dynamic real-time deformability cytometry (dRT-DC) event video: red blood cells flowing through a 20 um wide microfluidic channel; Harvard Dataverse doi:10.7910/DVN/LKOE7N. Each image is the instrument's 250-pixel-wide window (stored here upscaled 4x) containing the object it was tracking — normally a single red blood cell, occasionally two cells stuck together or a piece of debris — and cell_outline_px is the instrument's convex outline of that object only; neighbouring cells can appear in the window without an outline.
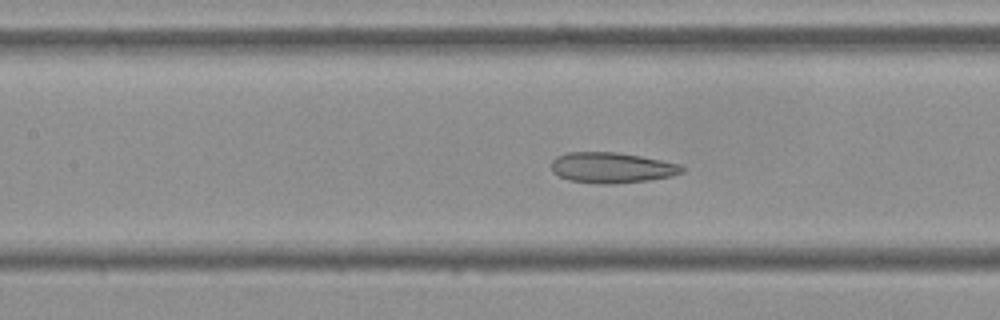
{"species": "Egyptian fruit bat (a non-hibernating species)", "species_latin": "Rousettus aegyptiacus", "temperature_condition": "cold", "stored_images_in_passage": 29, "camera_frame_rate_fps": 3000, "um_per_image_px": 0.085, "frame": {"image": 1, "passage_image": 25, "time_ms": 8.0, "image_size_px": [1000, 320], "cell_outline_px": [[684, 172], [672, 176], [648, 180], [612, 184], [600, 184], [568, 180], [552, 172], [552, 160], [556, 156], [564, 152], [616, 152], [640, 156], [680, 164], [684, 168]], "centroid_in_image_um": [51.98, 14.25], "position_along_channel_um": 155.4, "area_um2": 23.35}}
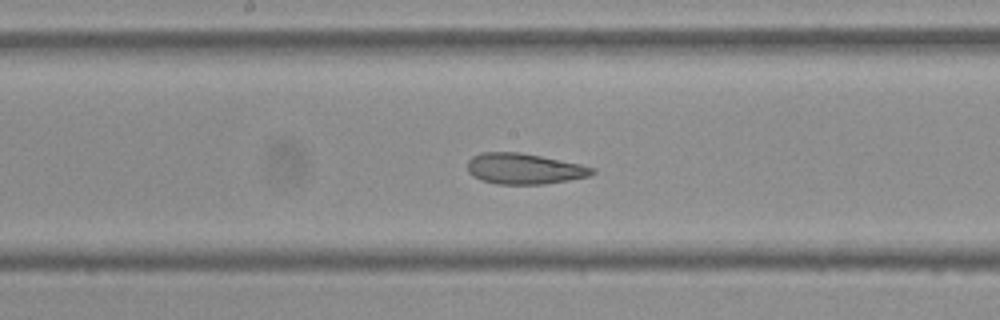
{"frame": {"image": 2, "passage_image": 29, "time_ms": 9.333, "image_size_px": [1000, 320], "cell_outline_px": [[596, 172], [588, 176], [568, 180], [544, 184], [496, 184], [480, 180], [472, 176], [468, 172], [468, 160], [472, 156], [480, 152], [520, 152], [580, 164], [596, 168]], "centroid_in_image_um": [44.52, 14.34], "position_along_channel_um": 203.7, "area_um2": 22.43}}